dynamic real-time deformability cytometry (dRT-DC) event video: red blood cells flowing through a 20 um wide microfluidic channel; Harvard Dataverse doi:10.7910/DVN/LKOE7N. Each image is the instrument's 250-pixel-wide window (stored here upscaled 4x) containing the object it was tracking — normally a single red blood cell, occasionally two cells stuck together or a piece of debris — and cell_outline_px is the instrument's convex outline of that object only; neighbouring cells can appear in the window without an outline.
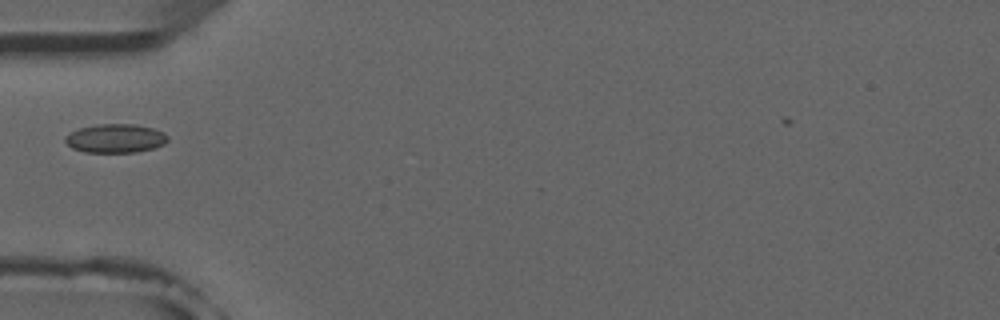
{"species": "common noctule bat (a hibernating species)", "species_latin": "Nyctalus noctula", "temperature_condition": "room temperature", "stored_images_in_passage": 7, "camera_frame_rate_fps": 3000, "um_per_image_px": 0.085, "animal": {"sex": "male", "forearm_length_mm": 52.5}, "frame": {"image": 1, "passage_image": 5, "time_ms": 5.667, "image_size_px": [1000, 320], "cell_outline_px": [[168, 140], [164, 144], [152, 148], [136, 152], [84, 152], [72, 148], [64, 140], [64, 136], [80, 128], [100, 124], [132, 124], [152, 128], [164, 132], [168, 136]], "centroid_in_image_um": [9.81, 11.76], "position_along_channel_um": 75.2, "area_um2": 17.05}}
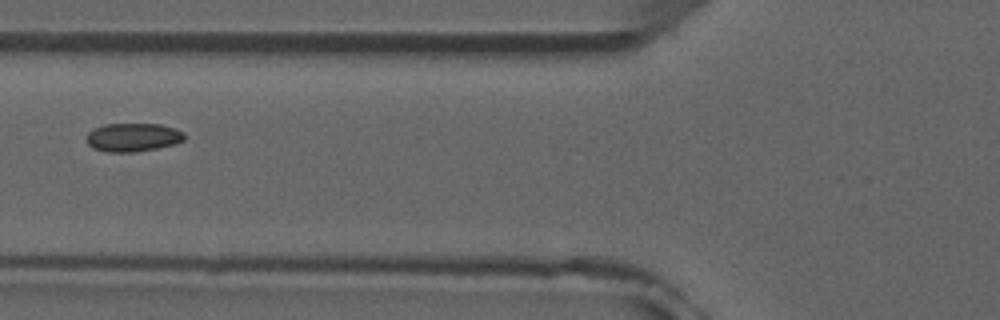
{"frame": {"image": 2, "passage_image": 6, "time_ms": 6.667, "image_size_px": [1000, 320], "cell_outline_px": [[184, 140], [176, 144], [156, 148], [132, 152], [104, 152], [92, 148], [84, 140], [88, 132], [104, 124], [160, 124], [176, 128], [184, 132]], "centroid_in_image_um": [11.28, 11.67], "position_along_channel_um": 114.5, "area_um2": 16.42}}
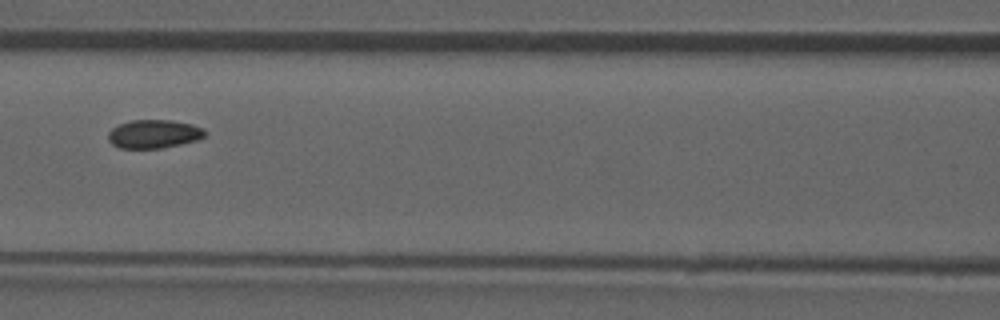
{"frame": {"image": 3, "passage_image": 7, "time_ms": 7.667, "image_size_px": [1000, 320], "cell_outline_px": [[204, 136], [196, 140], [180, 144], [160, 148], [120, 148], [112, 144], [108, 140], [108, 132], [112, 128], [120, 124], [132, 120], [172, 120], [192, 124], [204, 128]], "centroid_in_image_um": [13.06, 11.38], "position_along_channel_um": 153.5, "area_um2": 15.95}}